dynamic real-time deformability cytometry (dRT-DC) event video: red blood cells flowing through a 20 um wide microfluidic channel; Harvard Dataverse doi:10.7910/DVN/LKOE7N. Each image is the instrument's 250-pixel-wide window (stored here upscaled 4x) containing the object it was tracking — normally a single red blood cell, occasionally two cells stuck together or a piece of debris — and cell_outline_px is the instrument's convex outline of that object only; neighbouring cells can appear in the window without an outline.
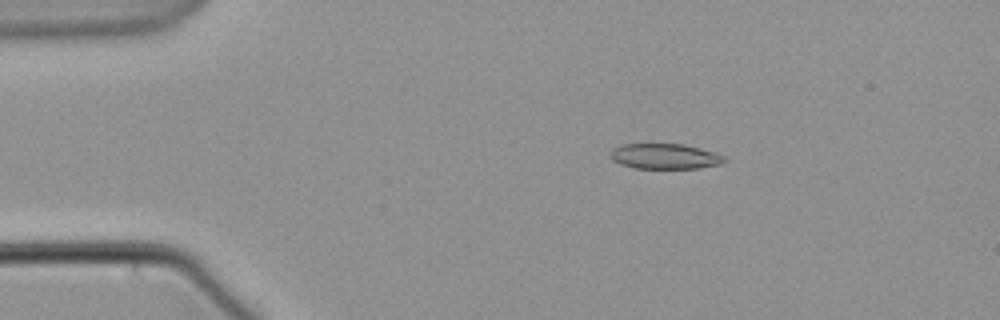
{"species": "common noctule bat (a hibernating species)", "species_latin": "Nyctalus noctula", "temperature_condition": "warm", "stored_images_in_passage": 60, "camera_frame_rate_fps": 3000, "um_per_image_px": 0.085, "animal": {"sex": "male", "body_mass_g": 21.5, "forearm_length_mm": 52.0}, "frame": {"image": 1, "passage_image": 10, "time_ms": 3.0, "image_size_px": [1000, 320], "cell_outline_px": [[728, 160], [720, 164], [700, 168], [636, 168], [620, 164], [612, 160], [612, 148], [620, 144], [648, 140], [684, 144], [700, 148], [724, 156]], "centroid_in_image_um": [56.45, 13.22], "position_along_channel_um": 28.5, "area_um2": 17.69}}
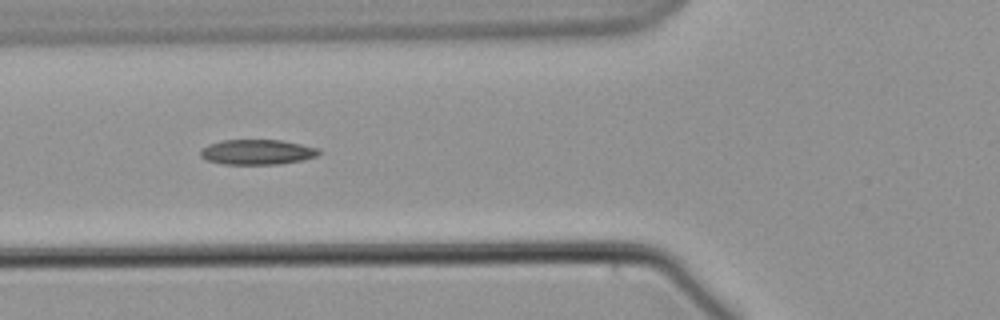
{"frame": {"image": 2, "passage_image": 22, "time_ms": 7.0, "image_size_px": [1000, 320], "cell_outline_px": [[320, 152], [316, 156], [304, 160], [280, 164], [220, 164], [208, 160], [200, 156], [200, 152], [208, 144], [220, 140], [280, 140], [320, 148]], "centroid_in_image_um": [21.87, 12.92], "position_along_channel_um": 103.9, "area_um2": 17.34}}
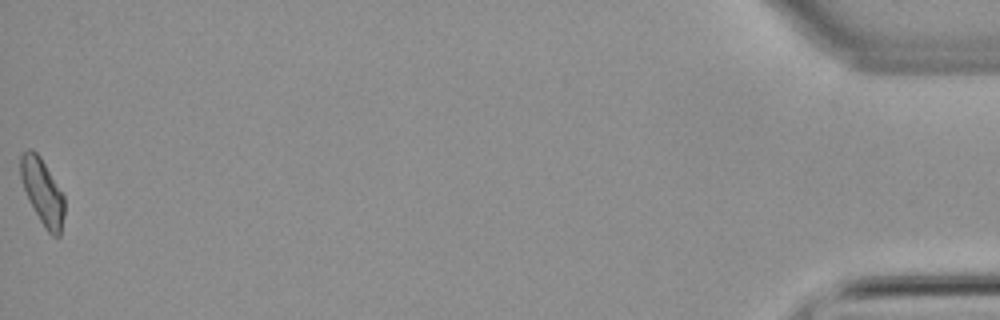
{"frame": {"image": 3, "passage_image": 60, "time_ms": 19.667, "image_size_px": [1000, 320], "cell_outline_px": [[64, 212], [60, 236], [52, 236], [48, 232], [40, 220], [28, 200], [20, 176], [20, 156], [28, 148], [32, 148], [40, 156], [64, 196]], "centroid_in_image_um": [3.6, 16.29], "position_along_channel_um": 431.6, "area_um2": 16.65}}